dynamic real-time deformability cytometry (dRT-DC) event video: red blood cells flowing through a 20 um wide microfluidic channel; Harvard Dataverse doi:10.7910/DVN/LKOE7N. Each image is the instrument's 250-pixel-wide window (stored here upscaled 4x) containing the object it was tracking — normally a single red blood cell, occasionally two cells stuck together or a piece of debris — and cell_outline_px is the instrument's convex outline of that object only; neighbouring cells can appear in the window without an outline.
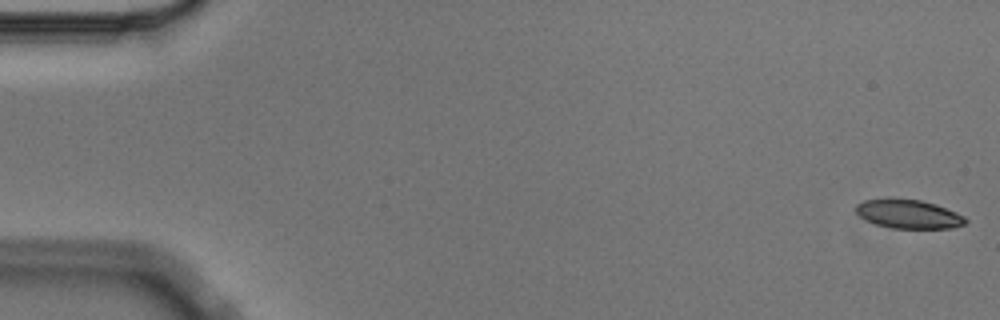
{"species": "Egyptian fruit bat (a non-hibernating species)", "species_latin": "Rousettus aegyptiacus", "temperature_condition": "cold", "stored_images_in_passage": 6, "camera_frame_rate_fps": 3000, "um_per_image_px": 0.085, "animal": {"sex": "male"}, "frame": {"image": 1, "passage_image": 1, "time_ms": 0.0, "image_size_px": [1000, 320], "cell_outline_px": [[968, 220], [964, 224], [952, 228], [892, 228], [876, 224], [860, 216], [856, 212], [856, 204], [864, 200], [888, 196], [920, 200], [936, 204], [956, 212], [964, 216]], "centroid_in_image_um": [77.2, 18.16], "position_along_channel_um": 7.8, "area_um2": 18.73}}
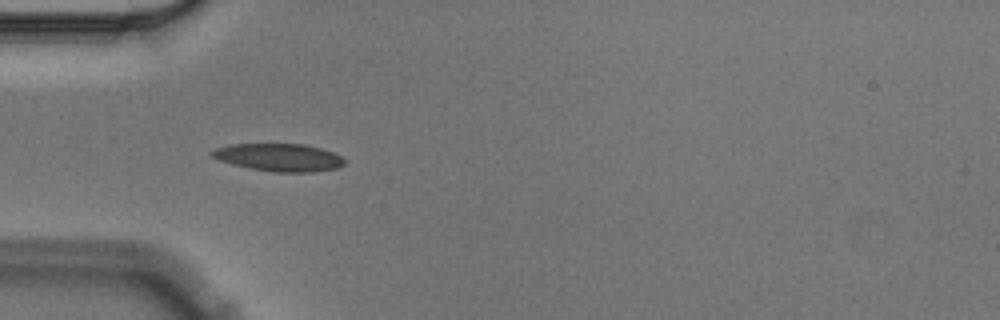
{"frame": {"image": 2, "passage_image": 5, "time_ms": 1.333, "image_size_px": [1000, 320], "cell_outline_px": [[344, 164], [336, 168], [312, 172], [276, 172], [252, 168], [232, 164], [220, 160], [212, 156], [208, 152], [212, 148], [228, 144], [304, 144], [320, 148], [332, 152], [340, 156], [344, 160]], "centroid_in_image_um": [23.66, 13.36], "position_along_channel_um": 61.3, "area_um2": 21.27}}
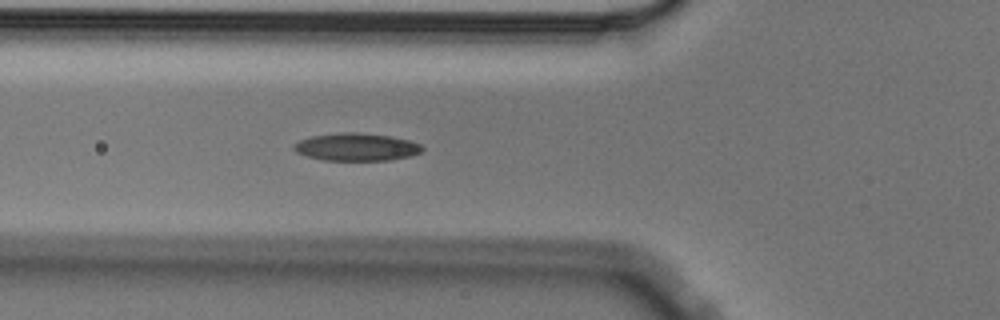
{"frame": {"image": 3, "passage_image": 6, "time_ms": 1.667, "image_size_px": [1000, 320], "cell_outline_px": [[424, 148], [420, 152], [408, 156], [392, 160], [324, 160], [308, 156], [296, 152], [292, 148], [300, 140], [312, 136], [340, 132], [356, 132], [388, 136], [408, 140], [420, 144]], "centroid_in_image_um": [30.29, 12.49], "position_along_channel_um": 95.5, "area_um2": 20.4}}